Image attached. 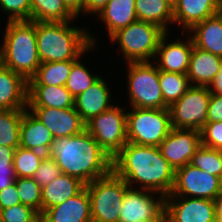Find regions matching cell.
I'll use <instances>...</instances> for the list:
<instances>
[{
	"label": "cell",
	"instance_id": "obj_1",
	"mask_svg": "<svg viewBox=\"0 0 222 222\" xmlns=\"http://www.w3.org/2000/svg\"><path fill=\"white\" fill-rule=\"evenodd\" d=\"M112 171L130 187L135 181L141 189L168 196L174 186L175 170L164 159L159 147L127 142L112 158Z\"/></svg>",
	"mask_w": 222,
	"mask_h": 222
},
{
	"label": "cell",
	"instance_id": "obj_2",
	"mask_svg": "<svg viewBox=\"0 0 222 222\" xmlns=\"http://www.w3.org/2000/svg\"><path fill=\"white\" fill-rule=\"evenodd\" d=\"M48 156L67 174L89 184L112 171V158L93 137L83 130L70 136L54 139Z\"/></svg>",
	"mask_w": 222,
	"mask_h": 222
},
{
	"label": "cell",
	"instance_id": "obj_3",
	"mask_svg": "<svg viewBox=\"0 0 222 222\" xmlns=\"http://www.w3.org/2000/svg\"><path fill=\"white\" fill-rule=\"evenodd\" d=\"M70 22L35 21L38 54L41 63L76 61L94 47L92 35Z\"/></svg>",
	"mask_w": 222,
	"mask_h": 222
},
{
	"label": "cell",
	"instance_id": "obj_4",
	"mask_svg": "<svg viewBox=\"0 0 222 222\" xmlns=\"http://www.w3.org/2000/svg\"><path fill=\"white\" fill-rule=\"evenodd\" d=\"M1 47L2 65L20 74L27 82L41 64L36 39L35 21H7Z\"/></svg>",
	"mask_w": 222,
	"mask_h": 222
},
{
	"label": "cell",
	"instance_id": "obj_5",
	"mask_svg": "<svg viewBox=\"0 0 222 222\" xmlns=\"http://www.w3.org/2000/svg\"><path fill=\"white\" fill-rule=\"evenodd\" d=\"M165 33L155 24L137 20L116 31L110 36V40L119 43L128 63L149 62L151 57L156 59L154 55H156L160 39Z\"/></svg>",
	"mask_w": 222,
	"mask_h": 222
},
{
	"label": "cell",
	"instance_id": "obj_6",
	"mask_svg": "<svg viewBox=\"0 0 222 222\" xmlns=\"http://www.w3.org/2000/svg\"><path fill=\"white\" fill-rule=\"evenodd\" d=\"M130 186L113 171L86 184L92 222H119L123 198Z\"/></svg>",
	"mask_w": 222,
	"mask_h": 222
},
{
	"label": "cell",
	"instance_id": "obj_7",
	"mask_svg": "<svg viewBox=\"0 0 222 222\" xmlns=\"http://www.w3.org/2000/svg\"><path fill=\"white\" fill-rule=\"evenodd\" d=\"M132 108L126 114L128 142L159 147L172 129L169 108Z\"/></svg>",
	"mask_w": 222,
	"mask_h": 222
},
{
	"label": "cell",
	"instance_id": "obj_8",
	"mask_svg": "<svg viewBox=\"0 0 222 222\" xmlns=\"http://www.w3.org/2000/svg\"><path fill=\"white\" fill-rule=\"evenodd\" d=\"M128 92L135 108H169L163 100L159 70L152 62L128 63Z\"/></svg>",
	"mask_w": 222,
	"mask_h": 222
},
{
	"label": "cell",
	"instance_id": "obj_9",
	"mask_svg": "<svg viewBox=\"0 0 222 222\" xmlns=\"http://www.w3.org/2000/svg\"><path fill=\"white\" fill-rule=\"evenodd\" d=\"M126 114L123 108L113 105L86 122L85 129L110 158L128 142Z\"/></svg>",
	"mask_w": 222,
	"mask_h": 222
},
{
	"label": "cell",
	"instance_id": "obj_10",
	"mask_svg": "<svg viewBox=\"0 0 222 222\" xmlns=\"http://www.w3.org/2000/svg\"><path fill=\"white\" fill-rule=\"evenodd\" d=\"M210 96L208 87L192 85L169 107L172 128L201 131L207 123Z\"/></svg>",
	"mask_w": 222,
	"mask_h": 222
},
{
	"label": "cell",
	"instance_id": "obj_11",
	"mask_svg": "<svg viewBox=\"0 0 222 222\" xmlns=\"http://www.w3.org/2000/svg\"><path fill=\"white\" fill-rule=\"evenodd\" d=\"M215 200L221 194V179L188 163L175 170L174 186L168 196Z\"/></svg>",
	"mask_w": 222,
	"mask_h": 222
},
{
	"label": "cell",
	"instance_id": "obj_12",
	"mask_svg": "<svg viewBox=\"0 0 222 222\" xmlns=\"http://www.w3.org/2000/svg\"><path fill=\"white\" fill-rule=\"evenodd\" d=\"M201 146V131L172 128L160 143L164 159L177 170L191 162L195 151Z\"/></svg>",
	"mask_w": 222,
	"mask_h": 222
},
{
	"label": "cell",
	"instance_id": "obj_13",
	"mask_svg": "<svg viewBox=\"0 0 222 222\" xmlns=\"http://www.w3.org/2000/svg\"><path fill=\"white\" fill-rule=\"evenodd\" d=\"M165 210L167 222H216L214 200L210 199L166 196Z\"/></svg>",
	"mask_w": 222,
	"mask_h": 222
},
{
	"label": "cell",
	"instance_id": "obj_14",
	"mask_svg": "<svg viewBox=\"0 0 222 222\" xmlns=\"http://www.w3.org/2000/svg\"><path fill=\"white\" fill-rule=\"evenodd\" d=\"M31 113L52 133L54 139L70 137L85 130L86 123L74 107L56 109L51 107H29Z\"/></svg>",
	"mask_w": 222,
	"mask_h": 222
},
{
	"label": "cell",
	"instance_id": "obj_15",
	"mask_svg": "<svg viewBox=\"0 0 222 222\" xmlns=\"http://www.w3.org/2000/svg\"><path fill=\"white\" fill-rule=\"evenodd\" d=\"M149 192L153 191L129 187L123 198L119 222H138L156 217L165 208V197L155 200Z\"/></svg>",
	"mask_w": 222,
	"mask_h": 222
},
{
	"label": "cell",
	"instance_id": "obj_16",
	"mask_svg": "<svg viewBox=\"0 0 222 222\" xmlns=\"http://www.w3.org/2000/svg\"><path fill=\"white\" fill-rule=\"evenodd\" d=\"M46 222H92L90 198L86 186L65 202L46 209Z\"/></svg>",
	"mask_w": 222,
	"mask_h": 222
},
{
	"label": "cell",
	"instance_id": "obj_17",
	"mask_svg": "<svg viewBox=\"0 0 222 222\" xmlns=\"http://www.w3.org/2000/svg\"><path fill=\"white\" fill-rule=\"evenodd\" d=\"M166 36L167 32L160 39L156 52V54L160 56V59L157 58V60L160 61L157 65L158 70L187 74L194 46L192 38L190 37L187 43L179 41L178 39L177 42L167 44Z\"/></svg>",
	"mask_w": 222,
	"mask_h": 222
},
{
	"label": "cell",
	"instance_id": "obj_18",
	"mask_svg": "<svg viewBox=\"0 0 222 222\" xmlns=\"http://www.w3.org/2000/svg\"><path fill=\"white\" fill-rule=\"evenodd\" d=\"M28 82L0 65V110L27 109Z\"/></svg>",
	"mask_w": 222,
	"mask_h": 222
},
{
	"label": "cell",
	"instance_id": "obj_19",
	"mask_svg": "<svg viewBox=\"0 0 222 222\" xmlns=\"http://www.w3.org/2000/svg\"><path fill=\"white\" fill-rule=\"evenodd\" d=\"M222 0H179L173 8L174 23L189 30L197 23L218 14Z\"/></svg>",
	"mask_w": 222,
	"mask_h": 222
},
{
	"label": "cell",
	"instance_id": "obj_20",
	"mask_svg": "<svg viewBox=\"0 0 222 222\" xmlns=\"http://www.w3.org/2000/svg\"><path fill=\"white\" fill-rule=\"evenodd\" d=\"M105 83L100 77L74 99V108L85 123L113 106L110 105V92Z\"/></svg>",
	"mask_w": 222,
	"mask_h": 222
},
{
	"label": "cell",
	"instance_id": "obj_21",
	"mask_svg": "<svg viewBox=\"0 0 222 222\" xmlns=\"http://www.w3.org/2000/svg\"><path fill=\"white\" fill-rule=\"evenodd\" d=\"M53 141L54 137L49 129L32 113L24 109L19 146L48 155Z\"/></svg>",
	"mask_w": 222,
	"mask_h": 222
},
{
	"label": "cell",
	"instance_id": "obj_22",
	"mask_svg": "<svg viewBox=\"0 0 222 222\" xmlns=\"http://www.w3.org/2000/svg\"><path fill=\"white\" fill-rule=\"evenodd\" d=\"M221 61L222 57L193 46L187 77L194 86L208 87L219 72Z\"/></svg>",
	"mask_w": 222,
	"mask_h": 222
},
{
	"label": "cell",
	"instance_id": "obj_23",
	"mask_svg": "<svg viewBox=\"0 0 222 222\" xmlns=\"http://www.w3.org/2000/svg\"><path fill=\"white\" fill-rule=\"evenodd\" d=\"M74 99L65 86L28 85L29 107L72 108Z\"/></svg>",
	"mask_w": 222,
	"mask_h": 222
},
{
	"label": "cell",
	"instance_id": "obj_24",
	"mask_svg": "<svg viewBox=\"0 0 222 222\" xmlns=\"http://www.w3.org/2000/svg\"><path fill=\"white\" fill-rule=\"evenodd\" d=\"M86 186L80 179L61 174L41 188L42 213L78 194Z\"/></svg>",
	"mask_w": 222,
	"mask_h": 222
},
{
	"label": "cell",
	"instance_id": "obj_25",
	"mask_svg": "<svg viewBox=\"0 0 222 222\" xmlns=\"http://www.w3.org/2000/svg\"><path fill=\"white\" fill-rule=\"evenodd\" d=\"M190 30L195 32L191 37L195 47L222 57V16L219 13Z\"/></svg>",
	"mask_w": 222,
	"mask_h": 222
},
{
	"label": "cell",
	"instance_id": "obj_26",
	"mask_svg": "<svg viewBox=\"0 0 222 222\" xmlns=\"http://www.w3.org/2000/svg\"><path fill=\"white\" fill-rule=\"evenodd\" d=\"M135 0H109L99 12V17L106 24L111 36L121 28L137 21Z\"/></svg>",
	"mask_w": 222,
	"mask_h": 222
},
{
	"label": "cell",
	"instance_id": "obj_27",
	"mask_svg": "<svg viewBox=\"0 0 222 222\" xmlns=\"http://www.w3.org/2000/svg\"><path fill=\"white\" fill-rule=\"evenodd\" d=\"M135 5L139 21L155 24L165 32L167 24L174 23L173 8L165 0H135Z\"/></svg>",
	"mask_w": 222,
	"mask_h": 222
},
{
	"label": "cell",
	"instance_id": "obj_28",
	"mask_svg": "<svg viewBox=\"0 0 222 222\" xmlns=\"http://www.w3.org/2000/svg\"><path fill=\"white\" fill-rule=\"evenodd\" d=\"M74 17L63 0H31V21L70 22Z\"/></svg>",
	"mask_w": 222,
	"mask_h": 222
},
{
	"label": "cell",
	"instance_id": "obj_29",
	"mask_svg": "<svg viewBox=\"0 0 222 222\" xmlns=\"http://www.w3.org/2000/svg\"><path fill=\"white\" fill-rule=\"evenodd\" d=\"M75 61L44 62L38 67L28 85L65 86Z\"/></svg>",
	"mask_w": 222,
	"mask_h": 222
},
{
	"label": "cell",
	"instance_id": "obj_30",
	"mask_svg": "<svg viewBox=\"0 0 222 222\" xmlns=\"http://www.w3.org/2000/svg\"><path fill=\"white\" fill-rule=\"evenodd\" d=\"M159 83L164 103L170 107L192 86L187 74L159 70Z\"/></svg>",
	"mask_w": 222,
	"mask_h": 222
},
{
	"label": "cell",
	"instance_id": "obj_31",
	"mask_svg": "<svg viewBox=\"0 0 222 222\" xmlns=\"http://www.w3.org/2000/svg\"><path fill=\"white\" fill-rule=\"evenodd\" d=\"M24 109L0 110V145L17 149Z\"/></svg>",
	"mask_w": 222,
	"mask_h": 222
},
{
	"label": "cell",
	"instance_id": "obj_32",
	"mask_svg": "<svg viewBox=\"0 0 222 222\" xmlns=\"http://www.w3.org/2000/svg\"><path fill=\"white\" fill-rule=\"evenodd\" d=\"M46 154L19 146L13 154V166L17 178H32Z\"/></svg>",
	"mask_w": 222,
	"mask_h": 222
},
{
	"label": "cell",
	"instance_id": "obj_33",
	"mask_svg": "<svg viewBox=\"0 0 222 222\" xmlns=\"http://www.w3.org/2000/svg\"><path fill=\"white\" fill-rule=\"evenodd\" d=\"M191 165L201 169L207 174L222 177V150L200 146L190 162Z\"/></svg>",
	"mask_w": 222,
	"mask_h": 222
},
{
	"label": "cell",
	"instance_id": "obj_34",
	"mask_svg": "<svg viewBox=\"0 0 222 222\" xmlns=\"http://www.w3.org/2000/svg\"><path fill=\"white\" fill-rule=\"evenodd\" d=\"M100 77L93 76L90 71L79 61V58L72 64L70 75L65 83L66 89L74 98L86 91Z\"/></svg>",
	"mask_w": 222,
	"mask_h": 222
},
{
	"label": "cell",
	"instance_id": "obj_35",
	"mask_svg": "<svg viewBox=\"0 0 222 222\" xmlns=\"http://www.w3.org/2000/svg\"><path fill=\"white\" fill-rule=\"evenodd\" d=\"M14 183L21 204L28 205L42 214L41 187L33 178H16Z\"/></svg>",
	"mask_w": 222,
	"mask_h": 222
},
{
	"label": "cell",
	"instance_id": "obj_36",
	"mask_svg": "<svg viewBox=\"0 0 222 222\" xmlns=\"http://www.w3.org/2000/svg\"><path fill=\"white\" fill-rule=\"evenodd\" d=\"M15 148L0 145V191L14 184L13 154Z\"/></svg>",
	"mask_w": 222,
	"mask_h": 222
},
{
	"label": "cell",
	"instance_id": "obj_37",
	"mask_svg": "<svg viewBox=\"0 0 222 222\" xmlns=\"http://www.w3.org/2000/svg\"><path fill=\"white\" fill-rule=\"evenodd\" d=\"M61 174L62 171L56 161L46 155L32 178L42 188L54 181Z\"/></svg>",
	"mask_w": 222,
	"mask_h": 222
},
{
	"label": "cell",
	"instance_id": "obj_38",
	"mask_svg": "<svg viewBox=\"0 0 222 222\" xmlns=\"http://www.w3.org/2000/svg\"><path fill=\"white\" fill-rule=\"evenodd\" d=\"M0 7L9 12V21L31 20V0H0Z\"/></svg>",
	"mask_w": 222,
	"mask_h": 222
},
{
	"label": "cell",
	"instance_id": "obj_39",
	"mask_svg": "<svg viewBox=\"0 0 222 222\" xmlns=\"http://www.w3.org/2000/svg\"><path fill=\"white\" fill-rule=\"evenodd\" d=\"M2 222H31L40 213L34 208L18 204L1 210Z\"/></svg>",
	"mask_w": 222,
	"mask_h": 222
},
{
	"label": "cell",
	"instance_id": "obj_40",
	"mask_svg": "<svg viewBox=\"0 0 222 222\" xmlns=\"http://www.w3.org/2000/svg\"><path fill=\"white\" fill-rule=\"evenodd\" d=\"M201 145L222 150V121L205 124L201 129Z\"/></svg>",
	"mask_w": 222,
	"mask_h": 222
},
{
	"label": "cell",
	"instance_id": "obj_41",
	"mask_svg": "<svg viewBox=\"0 0 222 222\" xmlns=\"http://www.w3.org/2000/svg\"><path fill=\"white\" fill-rule=\"evenodd\" d=\"M222 121V95L211 93L208 103L207 123Z\"/></svg>",
	"mask_w": 222,
	"mask_h": 222
},
{
	"label": "cell",
	"instance_id": "obj_42",
	"mask_svg": "<svg viewBox=\"0 0 222 222\" xmlns=\"http://www.w3.org/2000/svg\"><path fill=\"white\" fill-rule=\"evenodd\" d=\"M20 198L15 183L0 191V209H6L20 204Z\"/></svg>",
	"mask_w": 222,
	"mask_h": 222
},
{
	"label": "cell",
	"instance_id": "obj_43",
	"mask_svg": "<svg viewBox=\"0 0 222 222\" xmlns=\"http://www.w3.org/2000/svg\"><path fill=\"white\" fill-rule=\"evenodd\" d=\"M109 0H85L84 13H99Z\"/></svg>",
	"mask_w": 222,
	"mask_h": 222
},
{
	"label": "cell",
	"instance_id": "obj_44",
	"mask_svg": "<svg viewBox=\"0 0 222 222\" xmlns=\"http://www.w3.org/2000/svg\"><path fill=\"white\" fill-rule=\"evenodd\" d=\"M208 89L211 93L222 95V61L220 70L214 80L209 84Z\"/></svg>",
	"mask_w": 222,
	"mask_h": 222
},
{
	"label": "cell",
	"instance_id": "obj_45",
	"mask_svg": "<svg viewBox=\"0 0 222 222\" xmlns=\"http://www.w3.org/2000/svg\"><path fill=\"white\" fill-rule=\"evenodd\" d=\"M67 7L77 16L84 12L85 0H63Z\"/></svg>",
	"mask_w": 222,
	"mask_h": 222
},
{
	"label": "cell",
	"instance_id": "obj_46",
	"mask_svg": "<svg viewBox=\"0 0 222 222\" xmlns=\"http://www.w3.org/2000/svg\"><path fill=\"white\" fill-rule=\"evenodd\" d=\"M216 222H222V193L214 200Z\"/></svg>",
	"mask_w": 222,
	"mask_h": 222
},
{
	"label": "cell",
	"instance_id": "obj_47",
	"mask_svg": "<svg viewBox=\"0 0 222 222\" xmlns=\"http://www.w3.org/2000/svg\"><path fill=\"white\" fill-rule=\"evenodd\" d=\"M138 222H167V213L165 208L154 218Z\"/></svg>",
	"mask_w": 222,
	"mask_h": 222
},
{
	"label": "cell",
	"instance_id": "obj_48",
	"mask_svg": "<svg viewBox=\"0 0 222 222\" xmlns=\"http://www.w3.org/2000/svg\"><path fill=\"white\" fill-rule=\"evenodd\" d=\"M31 222H46L45 217L42 214H39Z\"/></svg>",
	"mask_w": 222,
	"mask_h": 222
},
{
	"label": "cell",
	"instance_id": "obj_49",
	"mask_svg": "<svg viewBox=\"0 0 222 222\" xmlns=\"http://www.w3.org/2000/svg\"><path fill=\"white\" fill-rule=\"evenodd\" d=\"M172 8L176 6L179 0H165Z\"/></svg>",
	"mask_w": 222,
	"mask_h": 222
},
{
	"label": "cell",
	"instance_id": "obj_50",
	"mask_svg": "<svg viewBox=\"0 0 222 222\" xmlns=\"http://www.w3.org/2000/svg\"><path fill=\"white\" fill-rule=\"evenodd\" d=\"M218 13L222 16V3H221L220 10Z\"/></svg>",
	"mask_w": 222,
	"mask_h": 222
},
{
	"label": "cell",
	"instance_id": "obj_51",
	"mask_svg": "<svg viewBox=\"0 0 222 222\" xmlns=\"http://www.w3.org/2000/svg\"><path fill=\"white\" fill-rule=\"evenodd\" d=\"M0 65H2L1 49H0Z\"/></svg>",
	"mask_w": 222,
	"mask_h": 222
},
{
	"label": "cell",
	"instance_id": "obj_52",
	"mask_svg": "<svg viewBox=\"0 0 222 222\" xmlns=\"http://www.w3.org/2000/svg\"><path fill=\"white\" fill-rule=\"evenodd\" d=\"M0 222H2V214H1V209H0Z\"/></svg>",
	"mask_w": 222,
	"mask_h": 222
},
{
	"label": "cell",
	"instance_id": "obj_53",
	"mask_svg": "<svg viewBox=\"0 0 222 222\" xmlns=\"http://www.w3.org/2000/svg\"><path fill=\"white\" fill-rule=\"evenodd\" d=\"M221 193H222V177H221Z\"/></svg>",
	"mask_w": 222,
	"mask_h": 222
}]
</instances>
